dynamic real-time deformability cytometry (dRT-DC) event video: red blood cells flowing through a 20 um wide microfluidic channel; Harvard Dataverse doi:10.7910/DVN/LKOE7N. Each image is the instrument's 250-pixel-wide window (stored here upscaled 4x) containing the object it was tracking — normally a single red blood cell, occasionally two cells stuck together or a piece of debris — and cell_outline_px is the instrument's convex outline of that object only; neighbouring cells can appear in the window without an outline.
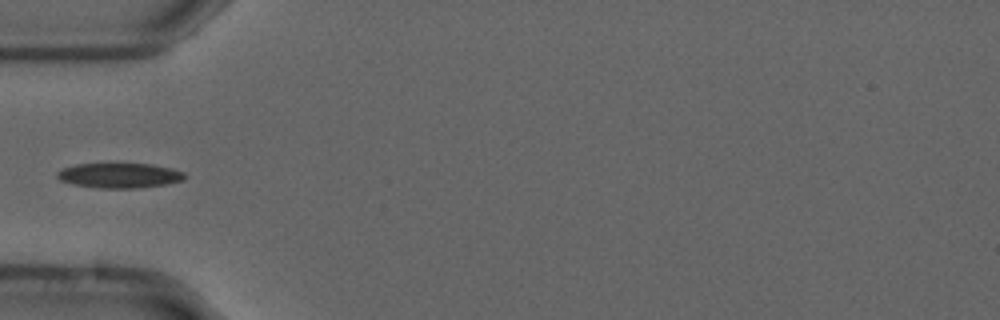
{"species": "common noctule bat (a hibernating species)", "species_latin": "Nyctalus noctula", "temperature_condition": "cold", "stored_images_in_passage": 38, "camera_frame_rate_fps": 3000, "um_per_image_px": 0.085, "animal": {"sex": "male", "forearm_length_mm": 52.5}, "frame": {"image": 1, "passage_image": 1, "time_ms": 0.0, "image_size_px": [1000, 320], "cell_outline_px": [[184, 180], [164, 184], [136, 188], [100, 188], [76, 184], [60, 180], [56, 176], [56, 172], [64, 168], [76, 164], [152, 164], [172, 168], [184, 172]], "centroid_in_image_um": [10.16, 14.91], "position_along_channel_um": 74.8, "area_um2": 18.26}}
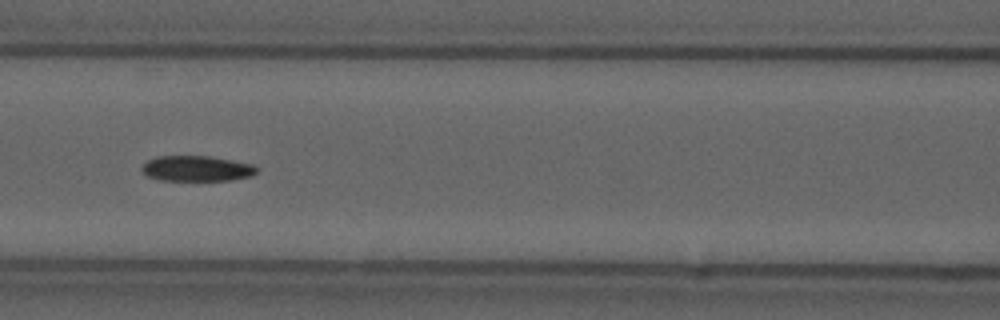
{"frame": {"image": 2, "passage_image": 7, "time_ms": 2.0, "image_size_px": [1000, 320], "cell_outline_px": [[260, 168], [252, 176], [232, 180], [160, 180], [148, 176], [140, 168], [148, 160], [156, 156], [208, 156], [256, 164]], "centroid_in_image_um": [16.78, 14.32], "position_along_channel_um": 149.8, "area_um2": 17.17}}
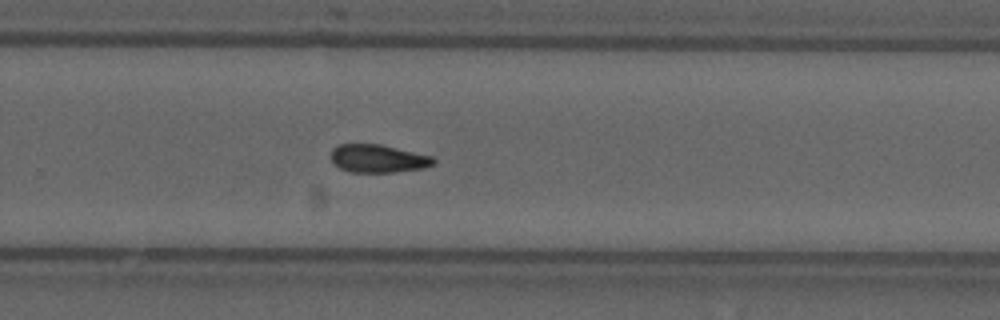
{"frame": {"image": 3, "passage_image": 19, "time_ms": 6.0, "image_size_px": [1000, 320], "cell_outline_px": [[436, 160], [432, 164], [424, 168], [392, 172], [348, 172], [340, 168], [332, 160], [332, 148], [340, 144], [380, 144], [432, 156]], "centroid_in_image_um": [32.13, 13.47], "position_along_channel_um": 297.7, "area_um2": 16.59}}